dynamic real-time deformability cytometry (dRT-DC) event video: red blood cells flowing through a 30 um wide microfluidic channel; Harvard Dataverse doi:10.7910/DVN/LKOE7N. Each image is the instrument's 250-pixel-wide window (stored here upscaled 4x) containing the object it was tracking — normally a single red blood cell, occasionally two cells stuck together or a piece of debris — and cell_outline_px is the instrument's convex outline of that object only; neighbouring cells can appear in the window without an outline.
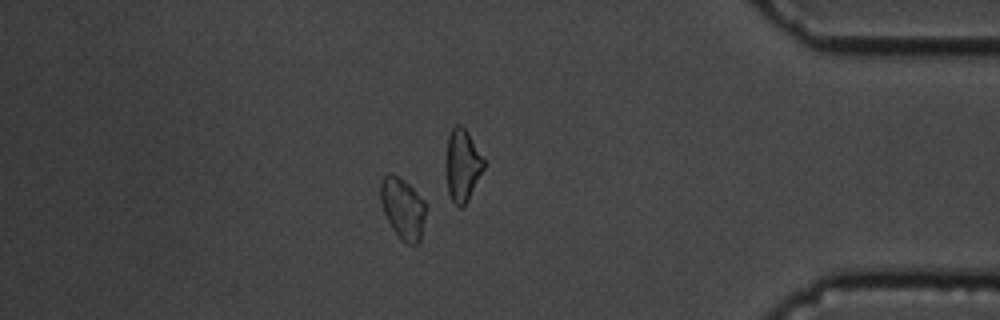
{"species": "common noctule bat (a hibernating species)", "species_latin": "Nyctalus noctula", "temperature_condition": "cold", "stored_images_in_passage": 51, "camera_frame_rate_fps": 3000, "um_per_image_px": 0.085, "animal": {"sex": "male", "body_mass_g": 19.5, "forearm_length_mm": 54.6}, "frame": {"image": 1, "passage_image": 44, "time_ms": 14.333, "image_size_px": [1000, 320], "cell_outline_px": [[428, 208], [420, 240], [416, 244], [408, 244], [400, 240], [392, 228], [384, 212], [380, 200], [380, 184], [384, 176], [388, 172], [392, 172], [404, 180], [424, 200]], "centroid_in_image_um": [34.25, 17.7], "position_along_channel_um": 400.9, "area_um2": 16.42}, "authors_computed_cell_mechanics": {"area_um2": 16.2996, "velocity_mm_per_s": 3.4492, "shape_relaxation_time_tau1_ms": 5.493, "shape_relaxation_time_tau2_ms": null, "deformation_change_tau1": 0.1594, "deformation_change_tau2": null}}